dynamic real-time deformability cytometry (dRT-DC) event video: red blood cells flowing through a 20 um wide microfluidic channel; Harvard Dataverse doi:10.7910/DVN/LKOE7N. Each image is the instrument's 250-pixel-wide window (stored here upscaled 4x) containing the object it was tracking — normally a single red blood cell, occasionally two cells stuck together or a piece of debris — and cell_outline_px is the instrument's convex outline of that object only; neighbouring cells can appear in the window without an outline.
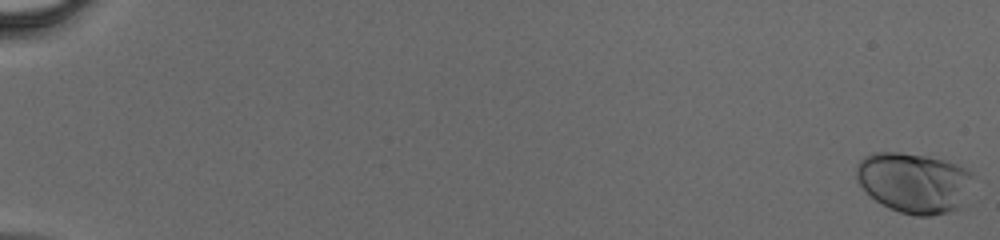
{"species": "human", "species_latin": "Homo sapiens", "temperature_condition": "cold", "stored_images_in_passage": 48, "camera_frame_rate_fps": 3000, "um_per_image_px": 0.085, "donor": {"sex": "male"}, "frame": {"image": 1, "passage_image": 1, "time_ms": 0.0, "image_size_px": [1000, 240], "cell_outline_px": [[976, 176], [960, 208], [948, 212], [928, 216], [916, 216], [900, 212], [876, 200], [856, 180], [856, 164], [864, 156], [872, 152], [900, 152], [928, 156], [944, 160], [968, 168]], "centroid_in_image_um": [77.73, 15.5], "position_along_channel_um": 7.3, "area_um2": 41.27}}
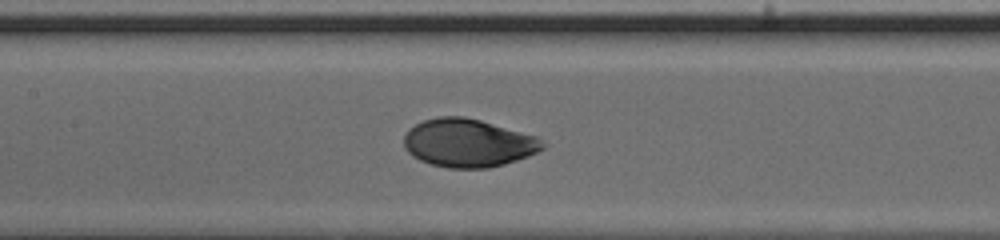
{"frame": {"image": 2, "passage_image": 26, "time_ms": 8.333, "image_size_px": [1000, 240], "cell_outline_px": [[548, 144], [544, 148], [528, 156], [504, 164], [488, 168], [448, 168], [428, 164], [412, 156], [404, 148], [404, 136], [408, 128], [424, 120], [440, 116], [464, 116], [480, 120], [540, 136]], "centroid_in_image_um": [39.82, 12.15], "position_along_channel_um": 167.6, "area_um2": 39.42}}
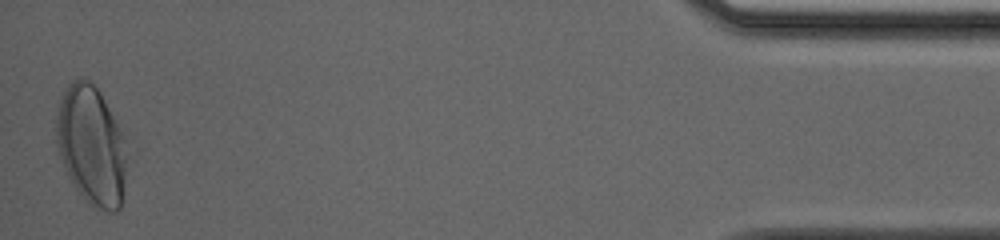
{"frame": {"image": 3, "passage_image": 48, "time_ms": 15.667, "image_size_px": [1000, 240], "cell_outline_px": [[128, 152], [124, 184], [120, 208], [116, 212], [108, 212], [88, 204], [84, 200], [68, 176], [60, 156], [56, 144], [56, 112], [60, 100], [68, 84], [72, 80], [80, 76], [88, 80], [100, 92], [116, 120], [124, 136]], "centroid_in_image_um": [7.77, 12.36], "position_along_channel_um": 427.4, "area_um2": 49.36}}